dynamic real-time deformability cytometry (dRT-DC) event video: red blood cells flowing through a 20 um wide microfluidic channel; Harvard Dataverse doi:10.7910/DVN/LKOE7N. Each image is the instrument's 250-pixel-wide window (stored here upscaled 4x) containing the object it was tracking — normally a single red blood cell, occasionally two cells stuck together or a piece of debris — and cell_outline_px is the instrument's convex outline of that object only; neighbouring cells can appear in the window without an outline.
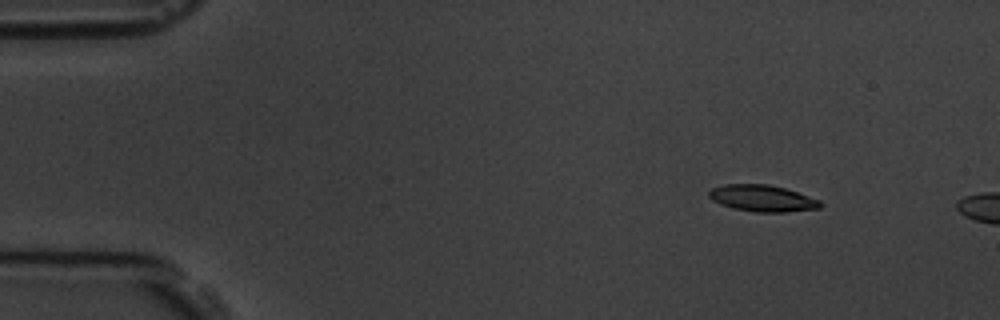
{"species": "common noctule bat (a hibernating species)", "species_latin": "Nyctalus noctula", "temperature_condition": "room temperature", "stored_images_in_passage": 3, "camera_frame_rate_fps": 3000, "um_per_image_px": 0.085, "animal": {"sex": "male", "body_mass_g": 19.5, "forearm_length_mm": 54.6}, "frame": {"image": 1, "passage_image": 2, "time_ms": 1.0, "image_size_px": [1000, 320], "cell_outline_px": [[824, 204], [820, 208], [784, 212], [756, 212], [732, 208], [720, 204], [712, 200], [708, 196], [708, 192], [712, 188], [724, 184], [768, 184], [784, 188], [820, 200]], "centroid_in_image_um": [64.78, 16.85], "position_along_channel_um": 20.2, "area_um2": 17.22}}